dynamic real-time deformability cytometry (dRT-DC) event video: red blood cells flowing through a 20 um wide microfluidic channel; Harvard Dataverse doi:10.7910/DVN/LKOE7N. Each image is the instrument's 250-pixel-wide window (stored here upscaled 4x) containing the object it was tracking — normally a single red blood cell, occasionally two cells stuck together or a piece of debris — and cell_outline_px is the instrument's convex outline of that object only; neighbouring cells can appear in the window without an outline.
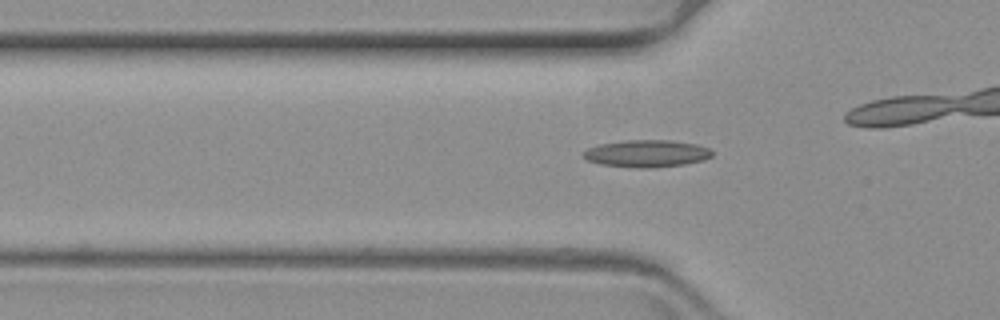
{"species": "common noctule bat (a hibernating species)", "species_latin": "Nyctalus noctula", "temperature_condition": "warm", "stored_images_in_passage": 11, "camera_frame_rate_fps": 3000, "um_per_image_px": 0.085, "animal": {"sex": "female", "body_mass_g": 19.3, "forearm_length_mm": 54.1}, "frame": {"image": 1, "passage_image": 6, "time_ms": 1.667, "image_size_px": [1000, 320], "cell_outline_px": [[712, 156], [704, 160], [684, 164], [656, 168], [636, 168], [600, 164], [588, 160], [580, 156], [588, 148], [600, 144], [624, 140], [672, 140], [696, 144], [708, 148], [712, 152]], "centroid_in_image_um": [54.96, 13.05], "position_along_channel_um": 70.8, "area_um2": 20.52}}
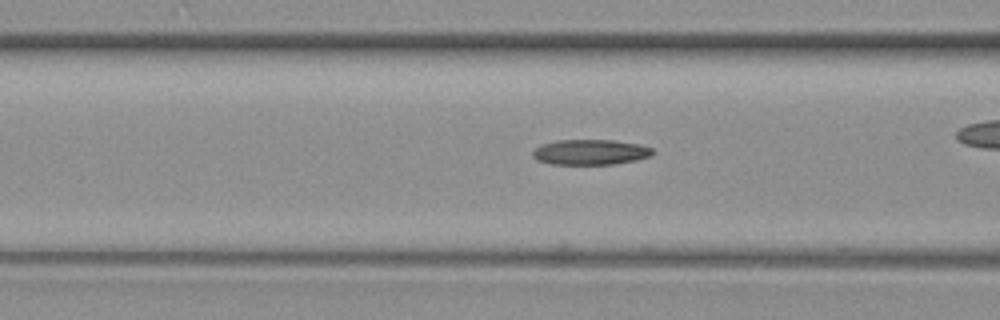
{"frame": {"image": 2, "passage_image": 10, "time_ms": 3.0, "image_size_px": [1000, 320], "cell_outline_px": [[652, 152], [648, 156], [636, 160], [612, 164], [552, 164], [536, 160], [532, 156], [532, 152], [540, 144], [556, 140], [612, 140], [640, 144], [652, 148]], "centroid_in_image_um": [50.12, 12.92], "position_along_channel_um": 116.5, "area_um2": 17.63}}